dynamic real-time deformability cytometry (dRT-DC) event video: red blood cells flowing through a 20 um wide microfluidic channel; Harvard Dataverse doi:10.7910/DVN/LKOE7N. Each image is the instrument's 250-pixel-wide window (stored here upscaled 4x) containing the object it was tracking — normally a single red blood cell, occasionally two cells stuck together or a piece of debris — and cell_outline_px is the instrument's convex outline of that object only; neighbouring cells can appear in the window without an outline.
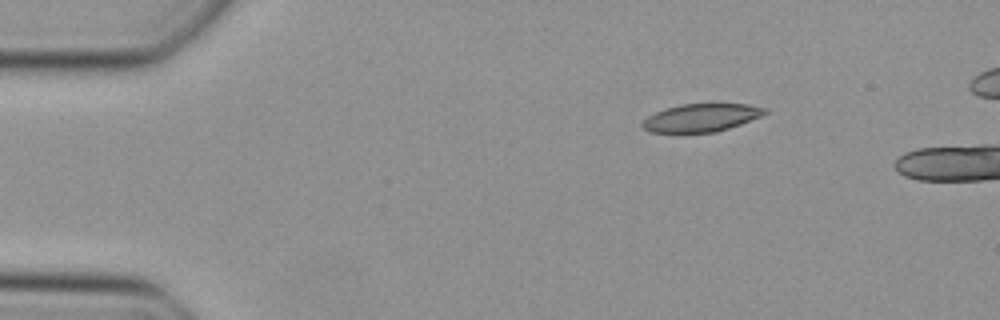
{"species": "Egyptian fruit bat (a non-hibernating species)", "species_latin": "Rousettus aegyptiacus", "temperature_condition": "cold", "stored_images_in_passage": 5, "camera_frame_rate_fps": 3000, "um_per_image_px": 0.085, "animal": {"sex": "female"}, "frame": {"image": 1, "passage_image": 1, "time_ms": 0.0, "image_size_px": [1000, 320], "cell_outline_px": [[768, 112], [760, 116], [740, 124], [716, 132], [648, 132], [640, 124], [648, 116], [664, 108], [680, 104], [748, 104], [768, 108]], "centroid_in_image_um": [59.6, 9.99], "position_along_channel_um": 25.4, "area_um2": 19.83}}